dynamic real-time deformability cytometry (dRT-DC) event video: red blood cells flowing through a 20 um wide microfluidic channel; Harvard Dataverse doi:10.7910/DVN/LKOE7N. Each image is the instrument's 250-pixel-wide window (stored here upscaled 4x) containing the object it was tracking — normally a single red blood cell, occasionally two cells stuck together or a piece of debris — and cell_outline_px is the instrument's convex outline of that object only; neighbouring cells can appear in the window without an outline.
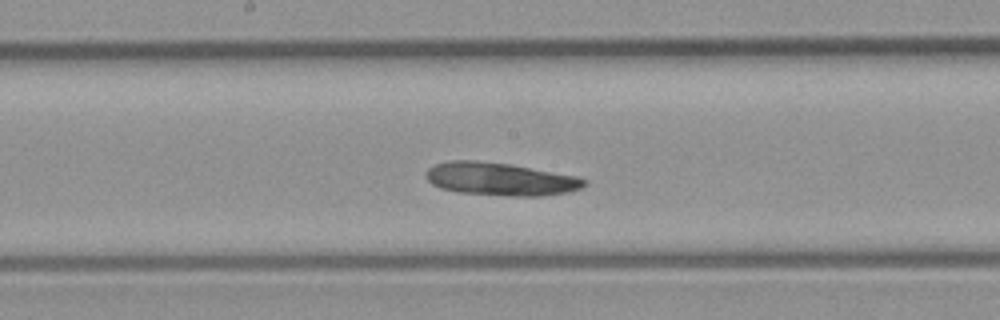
{"species": "common noctule bat (a hibernating species)", "species_latin": "Nyctalus noctula", "temperature_condition": "room temperature", "stored_images_in_passage": 34, "camera_frame_rate_fps": 3000, "um_per_image_px": 0.085, "animal": {"sex": "male", "body_mass_g": 23.1, "forearm_length_mm": 52.7}, "frame": {"image": 1, "passage_image": 15, "time_ms": 4.667, "image_size_px": [1000, 320], "cell_outline_px": [[588, 184], [580, 188], [568, 192], [540, 196], [508, 196], [460, 192], [440, 188], [432, 184], [424, 176], [428, 168], [436, 164], [452, 160], [472, 160], [512, 164], [576, 176], [588, 180]], "centroid_in_image_um": [42.53, 15.22], "position_along_channel_um": 205.7, "area_um2": 30.4}}
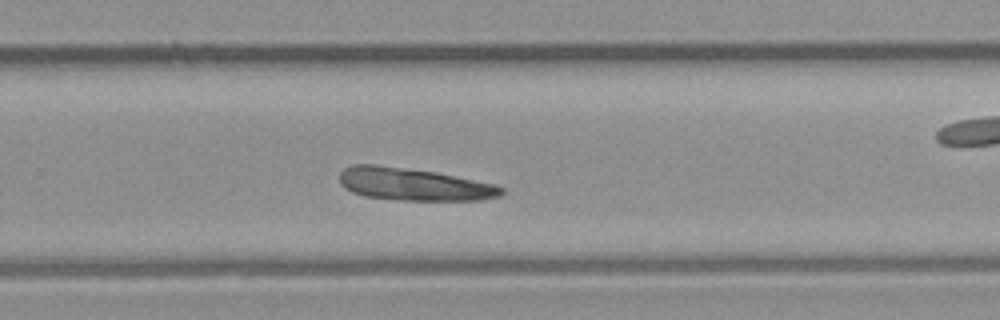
{"frame": {"image": 2, "passage_image": 20, "time_ms": 6.333, "image_size_px": [1000, 320], "cell_outline_px": [[504, 192], [500, 196], [480, 200], [404, 200], [364, 196], [352, 192], [344, 188], [340, 184], [340, 172], [344, 168], [352, 164], [376, 164], [436, 172], [496, 184], [504, 188]], "centroid_in_image_um": [35.15, 15.66], "position_along_channel_um": 294.6, "area_um2": 30.75}}